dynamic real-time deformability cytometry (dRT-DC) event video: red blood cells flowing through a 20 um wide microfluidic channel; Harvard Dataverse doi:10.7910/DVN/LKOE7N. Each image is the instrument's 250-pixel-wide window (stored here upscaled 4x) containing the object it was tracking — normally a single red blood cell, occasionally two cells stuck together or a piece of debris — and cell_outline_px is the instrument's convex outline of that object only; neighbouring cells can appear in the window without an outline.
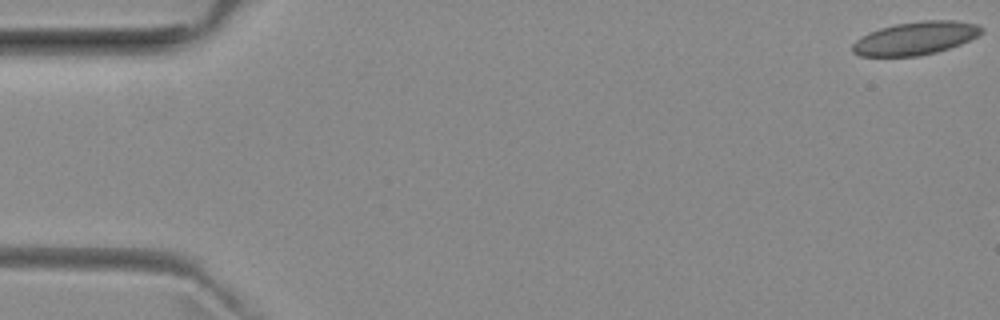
{"species": "common noctule bat (a hibernating species)", "species_latin": "Nyctalus noctula", "temperature_condition": "room temperature", "stored_images_in_passage": 49, "camera_frame_rate_fps": 3000, "um_per_image_px": 0.085, "animal": {"sex": "female", "body_mass_g": 29.2, "forearm_length_mm": 56.3}, "frame": {"image": 1, "passage_image": 1, "time_ms": 0.0, "image_size_px": [1000, 320], "cell_outline_px": [[984, 32], [960, 44], [936, 52], [920, 56], [860, 56], [852, 52], [852, 44], [856, 40], [880, 28], [896, 24], [924, 20], [956, 20], [976, 24], [984, 28]], "centroid_in_image_um": [77.84, 3.25], "position_along_channel_um": 7.2, "area_um2": 24.68}}
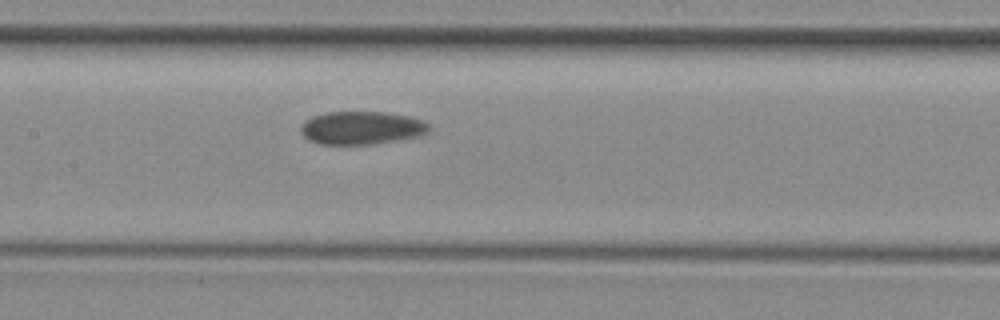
{"frame": {"image": 2, "passage_image": 26, "time_ms": 8.333, "image_size_px": [1000, 320], "cell_outline_px": [[432, 128], [428, 132], [420, 136], [372, 144], [320, 144], [308, 140], [300, 132], [300, 128], [304, 120], [312, 116], [328, 112], [384, 112], [412, 116], [424, 120]], "centroid_in_image_um": [30.75, 10.86], "position_along_channel_um": 176.6, "area_um2": 24.97}}
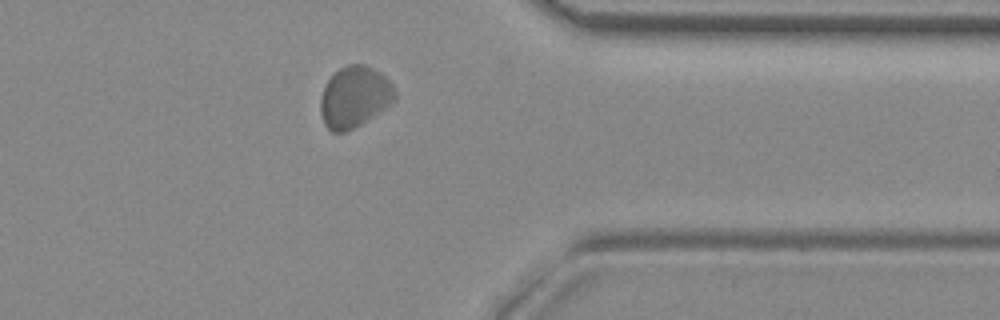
{"frame": {"image": 3, "passage_image": 43, "time_ms": 14.0, "image_size_px": [1000, 320], "cell_outline_px": [[396, 100], [352, 128], [344, 132], [332, 132], [324, 124], [320, 112], [320, 100], [324, 88], [328, 80], [340, 68], [348, 64], [364, 64], [380, 72], [392, 84], [396, 92]], "centroid_in_image_um": [30.12, 8.22], "position_along_channel_um": 381.3, "area_um2": 26.07}, "authors_computed_cell_mechanics": {"area_um2": 25.143, "velocity_mm_per_s": 3.8271, "shape_relaxation_time_tau1_ms": 4.6601, "shape_relaxation_time_tau2_ms": null, "deformation_change_tau1": 0.0377, "deformation_change_tau2": null}}